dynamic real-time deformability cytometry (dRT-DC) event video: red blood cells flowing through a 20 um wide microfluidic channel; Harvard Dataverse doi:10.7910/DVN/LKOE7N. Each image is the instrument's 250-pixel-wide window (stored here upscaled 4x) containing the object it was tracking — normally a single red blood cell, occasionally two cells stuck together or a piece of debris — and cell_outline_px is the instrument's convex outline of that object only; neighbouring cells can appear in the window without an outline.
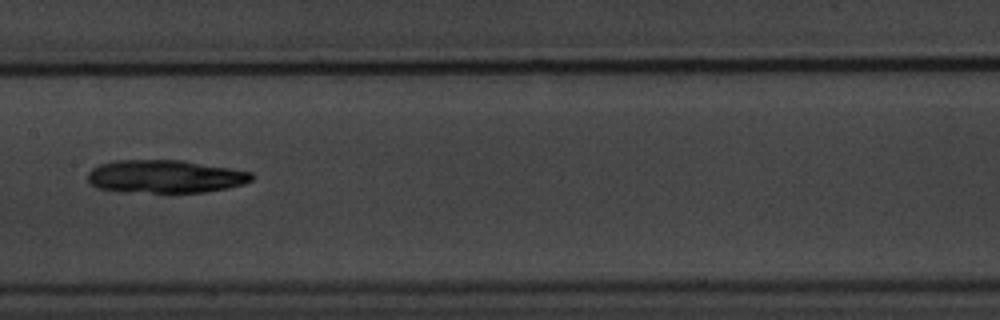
{"species": "common noctule bat (a hibernating species)", "species_latin": "Nyctalus noctula", "temperature_condition": "warm", "stored_images_in_passage": 5, "camera_frame_rate_fps": 3000, "um_per_image_px": 0.085, "animal": {"sex": "male", "body_mass_g": 20.1, "forearm_length_mm": 53.5}, "frame": {"image": 1, "passage_image": 5, "time_ms": 4.667, "image_size_px": [1000, 320], "cell_outline_px": [[252, 180], [244, 184], [228, 188], [204, 192], [124, 192], [96, 188], [88, 180], [88, 172], [92, 168], [100, 164], [116, 160], [184, 160], [252, 172]], "centroid_in_image_um": [14.03, 15.0], "position_along_channel_um": 193.4, "area_um2": 31.62}}